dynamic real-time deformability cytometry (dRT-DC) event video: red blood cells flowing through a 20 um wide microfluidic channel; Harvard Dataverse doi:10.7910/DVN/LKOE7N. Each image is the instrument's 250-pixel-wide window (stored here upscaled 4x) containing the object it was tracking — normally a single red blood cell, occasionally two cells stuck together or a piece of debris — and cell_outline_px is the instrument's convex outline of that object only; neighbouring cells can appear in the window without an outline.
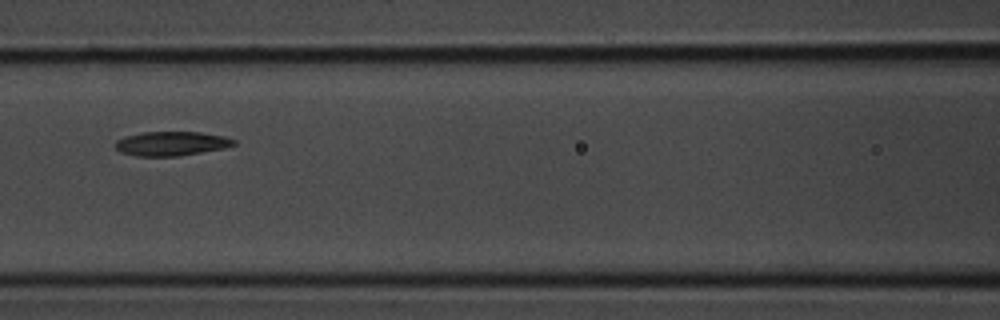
{"species": "common noctule bat (a hibernating species)", "species_latin": "Nyctalus noctula", "temperature_condition": "room temperature", "stored_images_in_passage": 5, "camera_frame_rate_fps": 3000, "um_per_image_px": 0.085, "animal": {"sex": "male", "body_mass_g": 20.1, "forearm_length_mm": 53.5}, "frame": {"image": 1, "passage_image": 5, "time_ms": 1.333, "image_size_px": [1000, 320], "cell_outline_px": [[236, 144], [224, 148], [180, 156], [136, 156], [120, 152], [116, 148], [116, 140], [124, 136], [140, 132], [200, 132], [224, 136], [236, 140]], "centroid_in_image_um": [14.56, 12.2], "position_along_channel_um": 152.0, "area_um2": 16.82}}